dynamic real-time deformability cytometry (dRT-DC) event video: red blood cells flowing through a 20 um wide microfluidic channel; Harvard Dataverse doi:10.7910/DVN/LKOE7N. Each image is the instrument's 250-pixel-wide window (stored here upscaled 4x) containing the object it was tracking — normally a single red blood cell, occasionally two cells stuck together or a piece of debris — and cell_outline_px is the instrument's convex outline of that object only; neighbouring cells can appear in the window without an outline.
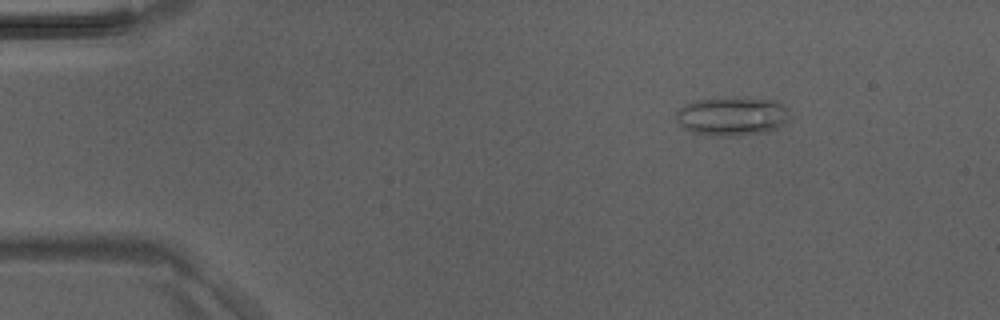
{"species": "Egyptian fruit bat (a non-hibernating species)", "species_latin": "Rousettus aegyptiacus", "temperature_condition": "room temperature", "stored_images_in_passage": 5, "camera_frame_rate_fps": 3000, "um_per_image_px": 0.085, "animal": {"sex": "male"}, "frame": {"image": 1, "passage_image": 5, "time_ms": 1.333, "image_size_px": [1000, 320], "cell_outline_px": [[788, 120], [776, 128], [768, 132], [736, 136], [704, 136], [680, 128], [676, 120], [676, 108], [692, 100], [776, 100], [788, 108]], "centroid_in_image_um": [62.14, 9.94], "position_along_channel_um": 22.9, "area_um2": 25.43}}